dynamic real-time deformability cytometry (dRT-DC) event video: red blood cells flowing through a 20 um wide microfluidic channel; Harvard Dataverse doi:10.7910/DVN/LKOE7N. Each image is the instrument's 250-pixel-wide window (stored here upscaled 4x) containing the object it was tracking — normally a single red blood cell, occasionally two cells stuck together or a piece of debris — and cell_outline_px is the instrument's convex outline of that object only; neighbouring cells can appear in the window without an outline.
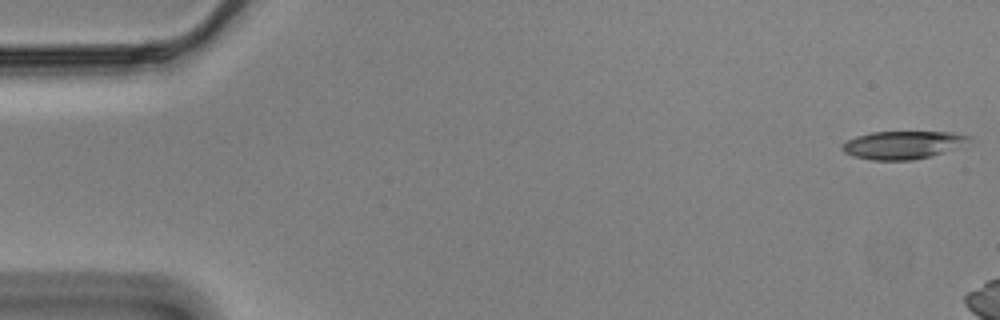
{"species": "Egyptian fruit bat (a non-hibernating species)", "species_latin": "Rousettus aegyptiacus", "temperature_condition": "cold", "stored_images_in_passage": 13, "camera_frame_rate_fps": 3000, "um_per_image_px": 0.085, "animal": {"sex": "male"}, "frame": {"image": 1, "passage_image": 1, "time_ms": 0.0, "image_size_px": [1000, 320], "cell_outline_px": [[972, 136], [940, 152], [928, 156], [912, 160], [872, 160], [852, 156], [844, 152], [840, 148], [840, 144], [856, 136], [872, 132], [952, 132]], "centroid_in_image_um": [76.53, 12.31], "position_along_channel_um": 8.5, "area_um2": 19.88}}